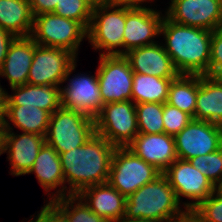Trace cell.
<instances>
[{
    "label": "cell",
    "mask_w": 222,
    "mask_h": 222,
    "mask_svg": "<svg viewBox=\"0 0 222 222\" xmlns=\"http://www.w3.org/2000/svg\"><path fill=\"white\" fill-rule=\"evenodd\" d=\"M116 146L95 133L78 148L59 154L68 195H78L83 189L108 182Z\"/></svg>",
    "instance_id": "6da1fadb"
},
{
    "label": "cell",
    "mask_w": 222,
    "mask_h": 222,
    "mask_svg": "<svg viewBox=\"0 0 222 222\" xmlns=\"http://www.w3.org/2000/svg\"><path fill=\"white\" fill-rule=\"evenodd\" d=\"M160 34L166 43L164 49L180 75H207L212 31L178 24L164 16Z\"/></svg>",
    "instance_id": "7a4b0ae2"
},
{
    "label": "cell",
    "mask_w": 222,
    "mask_h": 222,
    "mask_svg": "<svg viewBox=\"0 0 222 222\" xmlns=\"http://www.w3.org/2000/svg\"><path fill=\"white\" fill-rule=\"evenodd\" d=\"M180 202L167 177L162 173L126 198L123 220L175 222L189 214L188 210H182Z\"/></svg>",
    "instance_id": "3957f363"
},
{
    "label": "cell",
    "mask_w": 222,
    "mask_h": 222,
    "mask_svg": "<svg viewBox=\"0 0 222 222\" xmlns=\"http://www.w3.org/2000/svg\"><path fill=\"white\" fill-rule=\"evenodd\" d=\"M94 134V118L61 106L50 116L45 142L61 154L82 146Z\"/></svg>",
    "instance_id": "277c9868"
},
{
    "label": "cell",
    "mask_w": 222,
    "mask_h": 222,
    "mask_svg": "<svg viewBox=\"0 0 222 222\" xmlns=\"http://www.w3.org/2000/svg\"><path fill=\"white\" fill-rule=\"evenodd\" d=\"M38 45L65 49L78 55L79 45L87 30L77 21L51 13L34 16L30 36Z\"/></svg>",
    "instance_id": "5b68a950"
},
{
    "label": "cell",
    "mask_w": 222,
    "mask_h": 222,
    "mask_svg": "<svg viewBox=\"0 0 222 222\" xmlns=\"http://www.w3.org/2000/svg\"><path fill=\"white\" fill-rule=\"evenodd\" d=\"M124 29L125 7L94 4L87 29V39L94 50L104 49L100 55H121Z\"/></svg>",
    "instance_id": "8992f818"
},
{
    "label": "cell",
    "mask_w": 222,
    "mask_h": 222,
    "mask_svg": "<svg viewBox=\"0 0 222 222\" xmlns=\"http://www.w3.org/2000/svg\"><path fill=\"white\" fill-rule=\"evenodd\" d=\"M162 174L127 147H117L111 162L108 183L126 198Z\"/></svg>",
    "instance_id": "52a82bcc"
},
{
    "label": "cell",
    "mask_w": 222,
    "mask_h": 222,
    "mask_svg": "<svg viewBox=\"0 0 222 222\" xmlns=\"http://www.w3.org/2000/svg\"><path fill=\"white\" fill-rule=\"evenodd\" d=\"M94 122L95 133L116 147H127L139 134L132 100L104 104Z\"/></svg>",
    "instance_id": "ba28073f"
},
{
    "label": "cell",
    "mask_w": 222,
    "mask_h": 222,
    "mask_svg": "<svg viewBox=\"0 0 222 222\" xmlns=\"http://www.w3.org/2000/svg\"><path fill=\"white\" fill-rule=\"evenodd\" d=\"M97 78L104 104L124 102L132 97V68L124 55H99Z\"/></svg>",
    "instance_id": "9c48e42d"
},
{
    "label": "cell",
    "mask_w": 222,
    "mask_h": 222,
    "mask_svg": "<svg viewBox=\"0 0 222 222\" xmlns=\"http://www.w3.org/2000/svg\"><path fill=\"white\" fill-rule=\"evenodd\" d=\"M163 174L179 201L182 196L192 199L189 203H183L189 213L217 189L210 179L187 160L177 159Z\"/></svg>",
    "instance_id": "30bf717a"
},
{
    "label": "cell",
    "mask_w": 222,
    "mask_h": 222,
    "mask_svg": "<svg viewBox=\"0 0 222 222\" xmlns=\"http://www.w3.org/2000/svg\"><path fill=\"white\" fill-rule=\"evenodd\" d=\"M174 139L177 158L189 161L222 147V127L208 121L192 119Z\"/></svg>",
    "instance_id": "8fae6325"
},
{
    "label": "cell",
    "mask_w": 222,
    "mask_h": 222,
    "mask_svg": "<svg viewBox=\"0 0 222 222\" xmlns=\"http://www.w3.org/2000/svg\"><path fill=\"white\" fill-rule=\"evenodd\" d=\"M76 58L73 53L65 49L37 45L27 83L60 87Z\"/></svg>",
    "instance_id": "7c38bea8"
},
{
    "label": "cell",
    "mask_w": 222,
    "mask_h": 222,
    "mask_svg": "<svg viewBox=\"0 0 222 222\" xmlns=\"http://www.w3.org/2000/svg\"><path fill=\"white\" fill-rule=\"evenodd\" d=\"M77 62L67 72L63 82L69 81L61 88L62 107L77 110L95 118L101 111L103 102L100 95L97 71L95 76L90 74H77L69 79Z\"/></svg>",
    "instance_id": "4fadbf2b"
},
{
    "label": "cell",
    "mask_w": 222,
    "mask_h": 222,
    "mask_svg": "<svg viewBox=\"0 0 222 222\" xmlns=\"http://www.w3.org/2000/svg\"><path fill=\"white\" fill-rule=\"evenodd\" d=\"M149 7H125V29L121 55L132 49L156 44L153 38L161 36L160 29L165 15Z\"/></svg>",
    "instance_id": "5bb4252c"
},
{
    "label": "cell",
    "mask_w": 222,
    "mask_h": 222,
    "mask_svg": "<svg viewBox=\"0 0 222 222\" xmlns=\"http://www.w3.org/2000/svg\"><path fill=\"white\" fill-rule=\"evenodd\" d=\"M165 13L182 25L209 31L222 27V0H171Z\"/></svg>",
    "instance_id": "9a60e30c"
},
{
    "label": "cell",
    "mask_w": 222,
    "mask_h": 222,
    "mask_svg": "<svg viewBox=\"0 0 222 222\" xmlns=\"http://www.w3.org/2000/svg\"><path fill=\"white\" fill-rule=\"evenodd\" d=\"M4 121L6 125L4 151L9 155L7 158L12 166L10 173L15 176L28 174L40 149L46 143L45 137L34 133L17 134L12 132L11 123L8 120Z\"/></svg>",
    "instance_id": "2e32d148"
},
{
    "label": "cell",
    "mask_w": 222,
    "mask_h": 222,
    "mask_svg": "<svg viewBox=\"0 0 222 222\" xmlns=\"http://www.w3.org/2000/svg\"><path fill=\"white\" fill-rule=\"evenodd\" d=\"M127 148L162 173L178 159L174 136L166 133H139Z\"/></svg>",
    "instance_id": "e0dca14e"
},
{
    "label": "cell",
    "mask_w": 222,
    "mask_h": 222,
    "mask_svg": "<svg viewBox=\"0 0 222 222\" xmlns=\"http://www.w3.org/2000/svg\"><path fill=\"white\" fill-rule=\"evenodd\" d=\"M124 57L134 73L159 78H177L180 75L164 46L158 43L132 49Z\"/></svg>",
    "instance_id": "ac0fdd59"
},
{
    "label": "cell",
    "mask_w": 222,
    "mask_h": 222,
    "mask_svg": "<svg viewBox=\"0 0 222 222\" xmlns=\"http://www.w3.org/2000/svg\"><path fill=\"white\" fill-rule=\"evenodd\" d=\"M78 196L93 212L108 222H121L124 219L126 197L108 182L89 186Z\"/></svg>",
    "instance_id": "d6986e66"
},
{
    "label": "cell",
    "mask_w": 222,
    "mask_h": 222,
    "mask_svg": "<svg viewBox=\"0 0 222 222\" xmlns=\"http://www.w3.org/2000/svg\"><path fill=\"white\" fill-rule=\"evenodd\" d=\"M38 44L29 37H17L10 45L0 68V77L7 78L12 87L27 84L35 48Z\"/></svg>",
    "instance_id": "ffe728a7"
},
{
    "label": "cell",
    "mask_w": 222,
    "mask_h": 222,
    "mask_svg": "<svg viewBox=\"0 0 222 222\" xmlns=\"http://www.w3.org/2000/svg\"><path fill=\"white\" fill-rule=\"evenodd\" d=\"M30 173L35 174L38 182L46 192H50L61 186V189L59 188V190L50 196V201L68 196V188L65 185L60 156L53 147L46 143L43 145L28 174Z\"/></svg>",
    "instance_id": "44dd1931"
},
{
    "label": "cell",
    "mask_w": 222,
    "mask_h": 222,
    "mask_svg": "<svg viewBox=\"0 0 222 222\" xmlns=\"http://www.w3.org/2000/svg\"><path fill=\"white\" fill-rule=\"evenodd\" d=\"M61 88L49 85H31L12 87L13 95L6 93V105L34 106L52 114L62 106Z\"/></svg>",
    "instance_id": "7402d4cb"
},
{
    "label": "cell",
    "mask_w": 222,
    "mask_h": 222,
    "mask_svg": "<svg viewBox=\"0 0 222 222\" xmlns=\"http://www.w3.org/2000/svg\"><path fill=\"white\" fill-rule=\"evenodd\" d=\"M193 119L222 126V84L199 75L196 109Z\"/></svg>",
    "instance_id": "603a6c76"
},
{
    "label": "cell",
    "mask_w": 222,
    "mask_h": 222,
    "mask_svg": "<svg viewBox=\"0 0 222 222\" xmlns=\"http://www.w3.org/2000/svg\"><path fill=\"white\" fill-rule=\"evenodd\" d=\"M29 0H0V27L16 37H29L33 30Z\"/></svg>",
    "instance_id": "cb8c5ba5"
},
{
    "label": "cell",
    "mask_w": 222,
    "mask_h": 222,
    "mask_svg": "<svg viewBox=\"0 0 222 222\" xmlns=\"http://www.w3.org/2000/svg\"><path fill=\"white\" fill-rule=\"evenodd\" d=\"M50 116L47 111L34 106L5 105L4 120L8 119L23 133H34L45 137Z\"/></svg>",
    "instance_id": "d4e9b609"
},
{
    "label": "cell",
    "mask_w": 222,
    "mask_h": 222,
    "mask_svg": "<svg viewBox=\"0 0 222 222\" xmlns=\"http://www.w3.org/2000/svg\"><path fill=\"white\" fill-rule=\"evenodd\" d=\"M173 79L176 78H159L153 75L134 73L131 100L135 104L165 103Z\"/></svg>",
    "instance_id": "484cf974"
},
{
    "label": "cell",
    "mask_w": 222,
    "mask_h": 222,
    "mask_svg": "<svg viewBox=\"0 0 222 222\" xmlns=\"http://www.w3.org/2000/svg\"><path fill=\"white\" fill-rule=\"evenodd\" d=\"M198 87L199 75H179L170 84L166 103L194 118Z\"/></svg>",
    "instance_id": "4316f807"
},
{
    "label": "cell",
    "mask_w": 222,
    "mask_h": 222,
    "mask_svg": "<svg viewBox=\"0 0 222 222\" xmlns=\"http://www.w3.org/2000/svg\"><path fill=\"white\" fill-rule=\"evenodd\" d=\"M138 133L162 134L163 126V103L146 102L135 104Z\"/></svg>",
    "instance_id": "83f0119b"
},
{
    "label": "cell",
    "mask_w": 222,
    "mask_h": 222,
    "mask_svg": "<svg viewBox=\"0 0 222 222\" xmlns=\"http://www.w3.org/2000/svg\"><path fill=\"white\" fill-rule=\"evenodd\" d=\"M53 202L67 215L69 222H108L82 203L78 195H68Z\"/></svg>",
    "instance_id": "f1b7e54d"
},
{
    "label": "cell",
    "mask_w": 222,
    "mask_h": 222,
    "mask_svg": "<svg viewBox=\"0 0 222 222\" xmlns=\"http://www.w3.org/2000/svg\"><path fill=\"white\" fill-rule=\"evenodd\" d=\"M94 3L90 0H60L54 14L79 22L86 30L89 28Z\"/></svg>",
    "instance_id": "f546056e"
},
{
    "label": "cell",
    "mask_w": 222,
    "mask_h": 222,
    "mask_svg": "<svg viewBox=\"0 0 222 222\" xmlns=\"http://www.w3.org/2000/svg\"><path fill=\"white\" fill-rule=\"evenodd\" d=\"M189 161L216 187L222 183V147L215 152L192 158Z\"/></svg>",
    "instance_id": "4dcf8cb0"
},
{
    "label": "cell",
    "mask_w": 222,
    "mask_h": 222,
    "mask_svg": "<svg viewBox=\"0 0 222 222\" xmlns=\"http://www.w3.org/2000/svg\"><path fill=\"white\" fill-rule=\"evenodd\" d=\"M190 213L199 222H222V192L217 188Z\"/></svg>",
    "instance_id": "1f68e13d"
},
{
    "label": "cell",
    "mask_w": 222,
    "mask_h": 222,
    "mask_svg": "<svg viewBox=\"0 0 222 222\" xmlns=\"http://www.w3.org/2000/svg\"><path fill=\"white\" fill-rule=\"evenodd\" d=\"M162 117L164 133L172 136L178 134L193 119L186 112L166 102L163 103Z\"/></svg>",
    "instance_id": "d6a6232c"
},
{
    "label": "cell",
    "mask_w": 222,
    "mask_h": 222,
    "mask_svg": "<svg viewBox=\"0 0 222 222\" xmlns=\"http://www.w3.org/2000/svg\"><path fill=\"white\" fill-rule=\"evenodd\" d=\"M32 219L34 222H69L67 215L53 202L48 201Z\"/></svg>",
    "instance_id": "836d02e7"
},
{
    "label": "cell",
    "mask_w": 222,
    "mask_h": 222,
    "mask_svg": "<svg viewBox=\"0 0 222 222\" xmlns=\"http://www.w3.org/2000/svg\"><path fill=\"white\" fill-rule=\"evenodd\" d=\"M222 63V27L212 31L210 63L209 65H218Z\"/></svg>",
    "instance_id": "e575fe53"
},
{
    "label": "cell",
    "mask_w": 222,
    "mask_h": 222,
    "mask_svg": "<svg viewBox=\"0 0 222 222\" xmlns=\"http://www.w3.org/2000/svg\"><path fill=\"white\" fill-rule=\"evenodd\" d=\"M57 3H60V0H29L33 16L54 12Z\"/></svg>",
    "instance_id": "d590c367"
},
{
    "label": "cell",
    "mask_w": 222,
    "mask_h": 222,
    "mask_svg": "<svg viewBox=\"0 0 222 222\" xmlns=\"http://www.w3.org/2000/svg\"><path fill=\"white\" fill-rule=\"evenodd\" d=\"M17 37L0 27V68L2 67L10 45Z\"/></svg>",
    "instance_id": "8d00e7d4"
},
{
    "label": "cell",
    "mask_w": 222,
    "mask_h": 222,
    "mask_svg": "<svg viewBox=\"0 0 222 222\" xmlns=\"http://www.w3.org/2000/svg\"><path fill=\"white\" fill-rule=\"evenodd\" d=\"M151 0H103L102 4L117 7L138 8L142 7L144 2L147 3Z\"/></svg>",
    "instance_id": "74e56055"
},
{
    "label": "cell",
    "mask_w": 222,
    "mask_h": 222,
    "mask_svg": "<svg viewBox=\"0 0 222 222\" xmlns=\"http://www.w3.org/2000/svg\"><path fill=\"white\" fill-rule=\"evenodd\" d=\"M206 76L212 81L222 84V63L209 65V71Z\"/></svg>",
    "instance_id": "f35d334b"
},
{
    "label": "cell",
    "mask_w": 222,
    "mask_h": 222,
    "mask_svg": "<svg viewBox=\"0 0 222 222\" xmlns=\"http://www.w3.org/2000/svg\"><path fill=\"white\" fill-rule=\"evenodd\" d=\"M5 133H6V125L4 118L0 119V155L5 153L4 144H5Z\"/></svg>",
    "instance_id": "ab89813d"
},
{
    "label": "cell",
    "mask_w": 222,
    "mask_h": 222,
    "mask_svg": "<svg viewBox=\"0 0 222 222\" xmlns=\"http://www.w3.org/2000/svg\"><path fill=\"white\" fill-rule=\"evenodd\" d=\"M6 91L0 86V119L4 118L6 105Z\"/></svg>",
    "instance_id": "60d3db41"
},
{
    "label": "cell",
    "mask_w": 222,
    "mask_h": 222,
    "mask_svg": "<svg viewBox=\"0 0 222 222\" xmlns=\"http://www.w3.org/2000/svg\"><path fill=\"white\" fill-rule=\"evenodd\" d=\"M175 222H199L191 213Z\"/></svg>",
    "instance_id": "b9f144b4"
},
{
    "label": "cell",
    "mask_w": 222,
    "mask_h": 222,
    "mask_svg": "<svg viewBox=\"0 0 222 222\" xmlns=\"http://www.w3.org/2000/svg\"><path fill=\"white\" fill-rule=\"evenodd\" d=\"M121 222H165V221L149 220V219H137V220H122Z\"/></svg>",
    "instance_id": "7bdbcfd3"
},
{
    "label": "cell",
    "mask_w": 222,
    "mask_h": 222,
    "mask_svg": "<svg viewBox=\"0 0 222 222\" xmlns=\"http://www.w3.org/2000/svg\"><path fill=\"white\" fill-rule=\"evenodd\" d=\"M90 1H92L94 4H99L103 2V0H90Z\"/></svg>",
    "instance_id": "ee69618b"
},
{
    "label": "cell",
    "mask_w": 222,
    "mask_h": 222,
    "mask_svg": "<svg viewBox=\"0 0 222 222\" xmlns=\"http://www.w3.org/2000/svg\"><path fill=\"white\" fill-rule=\"evenodd\" d=\"M217 188L222 192V183Z\"/></svg>",
    "instance_id": "f6af8a7d"
}]
</instances>
